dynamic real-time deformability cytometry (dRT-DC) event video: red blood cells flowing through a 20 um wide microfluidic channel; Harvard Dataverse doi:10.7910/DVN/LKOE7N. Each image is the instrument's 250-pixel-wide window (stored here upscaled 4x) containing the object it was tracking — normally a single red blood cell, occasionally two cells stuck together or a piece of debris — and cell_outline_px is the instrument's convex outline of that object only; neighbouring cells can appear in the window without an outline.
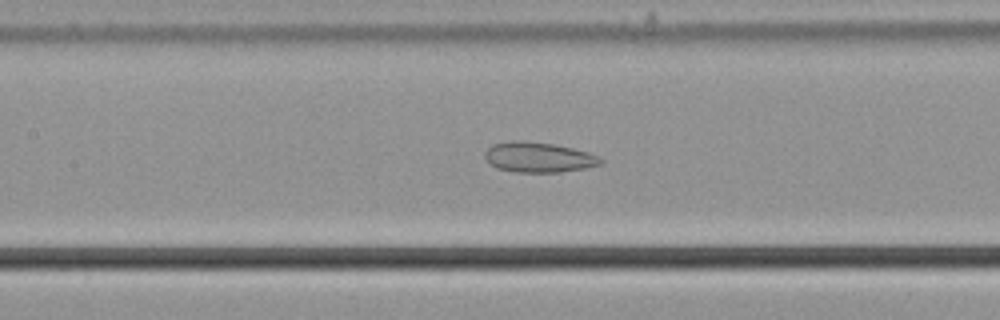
{"species": "common noctule bat (a hibernating species)", "species_latin": "Nyctalus noctula", "temperature_condition": "cold", "stored_images_in_passage": 48, "camera_frame_rate_fps": 3000, "um_per_image_px": 0.085, "animal": {"sex": "male", "body_mass_g": 21.5, "forearm_length_mm": 52.0}, "frame": {"image": 1, "passage_image": 18, "time_ms": 5.667, "image_size_px": [1000, 320], "cell_outline_px": [[604, 160], [600, 164], [584, 168], [560, 172], [516, 172], [496, 168], [488, 164], [484, 156], [484, 152], [492, 144], [512, 140], [524, 140], [552, 144], [572, 148], [588, 152], [600, 156]], "centroid_in_image_um": [45.74, 13.36], "position_along_channel_um": 161.7, "area_um2": 20.52}}
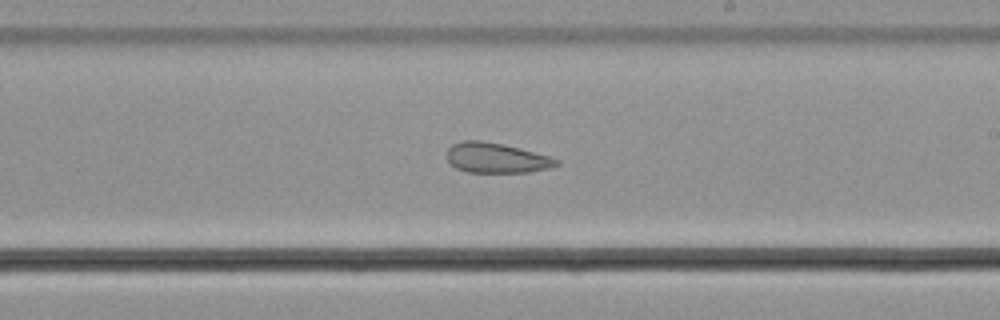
{"frame": {"image": 2, "passage_image": 25, "time_ms": 8.0, "image_size_px": [1000, 320], "cell_outline_px": [[560, 164], [548, 168], [528, 172], [468, 172], [456, 168], [448, 160], [448, 148], [452, 144], [464, 140], [480, 140], [504, 144], [552, 156], [560, 160]], "centroid_in_image_um": [42.23, 13.41], "position_along_channel_um": 246.8, "area_um2": 19.25}}
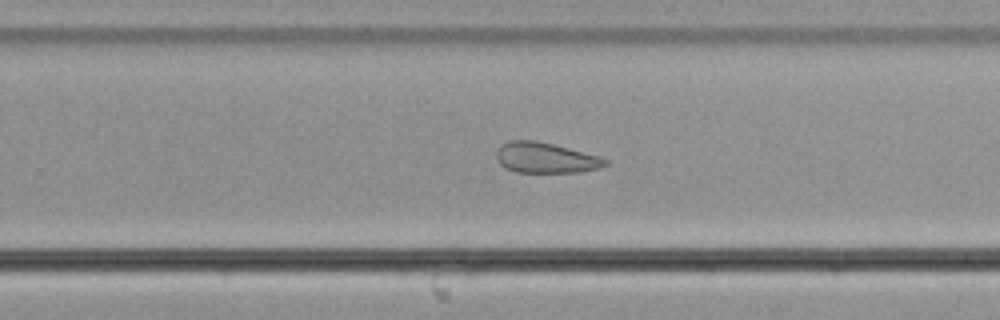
{"frame": {"image": 3, "passage_image": 28, "time_ms": 9.0, "image_size_px": [1000, 320], "cell_outline_px": [[608, 164], [600, 168], [580, 172], [516, 172], [504, 168], [496, 160], [496, 152], [500, 144], [508, 140], [536, 140], [568, 148], [596, 156], [608, 160]], "centroid_in_image_um": [46.31, 13.41], "position_along_channel_um": 283.5, "area_um2": 19.36}, "authors_computed_cell_mechanics": {"area_um2": 23.3223, "velocity_mm_per_s": 3.6652, "shape_relaxation_time_tau1_ms": null, "shape_relaxation_time_tau2_ms": 3.561, "deformation_change_tau1": null, "deformation_change_tau2": 0.1147}}